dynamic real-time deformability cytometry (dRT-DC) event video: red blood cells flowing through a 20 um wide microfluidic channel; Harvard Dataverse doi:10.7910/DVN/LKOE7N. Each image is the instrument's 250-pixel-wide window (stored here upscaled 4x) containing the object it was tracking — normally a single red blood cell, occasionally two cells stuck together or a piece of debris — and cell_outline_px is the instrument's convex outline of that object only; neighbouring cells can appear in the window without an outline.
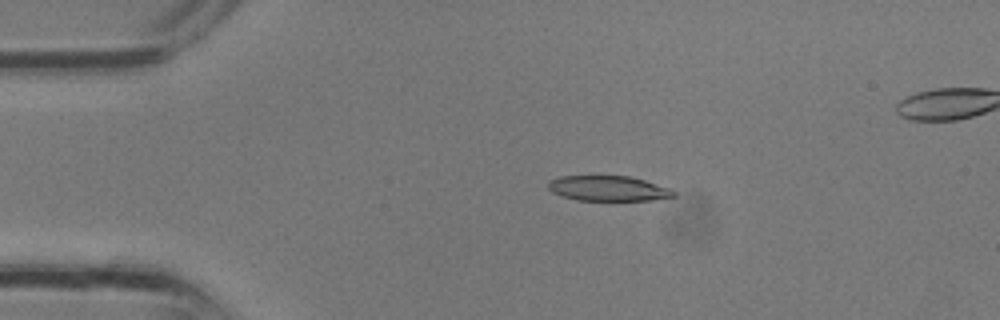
{"species": "common noctule bat (a hibernating species)", "species_latin": "Nyctalus noctula", "temperature_condition": "room temperature", "stored_images_in_passage": 3, "camera_frame_rate_fps": 3000, "um_per_image_px": 0.085, "animal": {"sex": "male", "body_mass_g": 13.3}, "frame": {"image": 1, "passage_image": 1, "time_ms": 0.0, "image_size_px": [1000, 320], "cell_outline_px": [[676, 196], [652, 200], [576, 200], [552, 192], [548, 188], [548, 180], [560, 176], [632, 176], [672, 188], [676, 192]], "centroid_in_image_um": [51.74, 16.01], "position_along_channel_um": 33.3, "area_um2": 18.55}}